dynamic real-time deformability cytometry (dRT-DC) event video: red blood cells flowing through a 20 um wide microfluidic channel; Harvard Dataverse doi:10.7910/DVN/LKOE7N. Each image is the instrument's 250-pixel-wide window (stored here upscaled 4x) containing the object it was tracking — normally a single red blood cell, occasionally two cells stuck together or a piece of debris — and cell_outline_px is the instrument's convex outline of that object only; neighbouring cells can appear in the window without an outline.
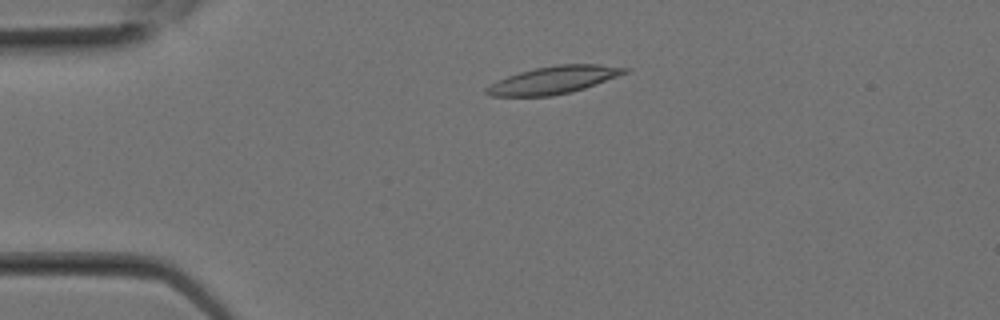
{"species": "Egyptian fruit bat (a non-hibernating species)", "species_latin": "Rousettus aegyptiacus", "temperature_condition": "room temperature", "stored_images_in_passage": 10, "camera_frame_rate_fps": 3000, "um_per_image_px": 0.085, "animal": {"sex": "female"}, "frame": {"image": 1, "passage_image": 5, "time_ms": 1.333, "image_size_px": [1000, 320], "cell_outline_px": [[628, 72], [584, 88], [572, 92], [552, 96], [492, 96], [484, 92], [484, 88], [508, 76], [520, 72], [536, 68], [556, 64], [600, 64], [628, 68]], "centroid_in_image_um": [47.06, 6.8], "position_along_channel_um": 37.9, "area_um2": 21.91}}
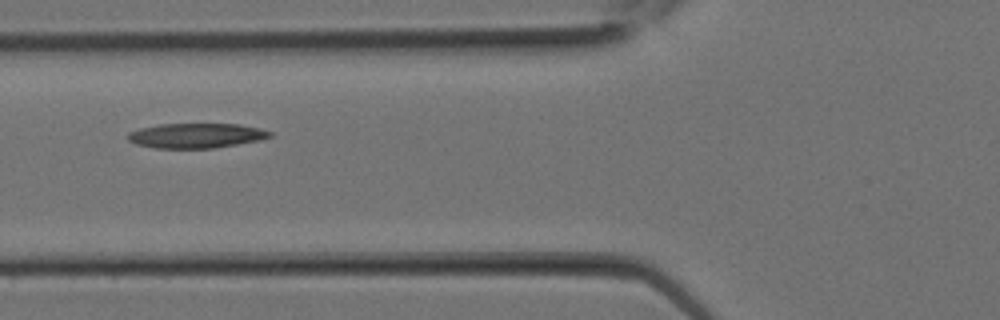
{"frame": {"image": 2, "passage_image": 9, "time_ms": 2.667, "image_size_px": [1000, 320], "cell_outline_px": [[272, 136], [260, 140], [212, 148], [156, 148], [136, 144], [128, 140], [128, 132], [140, 128], [160, 124], [240, 124], [260, 128], [272, 132]], "centroid_in_image_um": [16.67, 11.52], "position_along_channel_um": 109.1, "area_um2": 20.46}}